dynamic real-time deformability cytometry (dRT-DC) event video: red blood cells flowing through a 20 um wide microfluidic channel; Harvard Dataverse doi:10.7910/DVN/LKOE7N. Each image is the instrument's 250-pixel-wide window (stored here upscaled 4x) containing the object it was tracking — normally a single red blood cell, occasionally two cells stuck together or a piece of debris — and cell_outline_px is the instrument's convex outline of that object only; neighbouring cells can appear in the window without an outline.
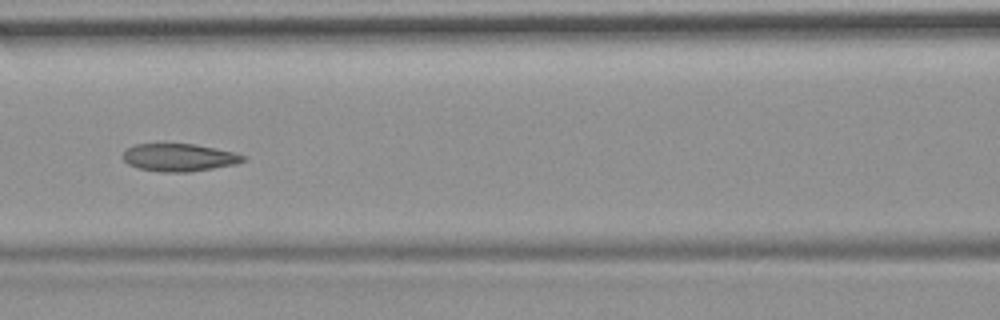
{"species": "common noctule bat (a hibernating species)", "species_latin": "Nyctalus noctula", "temperature_condition": "room temperature", "stored_images_in_passage": 54, "camera_frame_rate_fps": 3000, "um_per_image_px": 0.085, "animal": {"sex": "female", "body_mass_g": 19.9}, "frame": {"image": 1, "passage_image": 24, "time_ms": 7.667, "image_size_px": [1000, 320], "cell_outline_px": [[248, 160], [236, 164], [188, 172], [160, 172], [136, 168], [128, 164], [120, 156], [124, 148], [136, 144], [196, 144], [236, 152], [248, 156]], "centroid_in_image_um": [15.22, 13.38], "position_along_channel_um": 151.4, "area_um2": 19.83}, "authors_computed_cell_mechanics": {"area_um2": 20.4901, "velocity_mm_per_s": 3.6877, "shape_relaxation_time_tau1_ms": null, "shape_relaxation_time_tau2_ms": 3.4718, "deformation_change_tau1": null, "deformation_change_tau2": 0.0659}}